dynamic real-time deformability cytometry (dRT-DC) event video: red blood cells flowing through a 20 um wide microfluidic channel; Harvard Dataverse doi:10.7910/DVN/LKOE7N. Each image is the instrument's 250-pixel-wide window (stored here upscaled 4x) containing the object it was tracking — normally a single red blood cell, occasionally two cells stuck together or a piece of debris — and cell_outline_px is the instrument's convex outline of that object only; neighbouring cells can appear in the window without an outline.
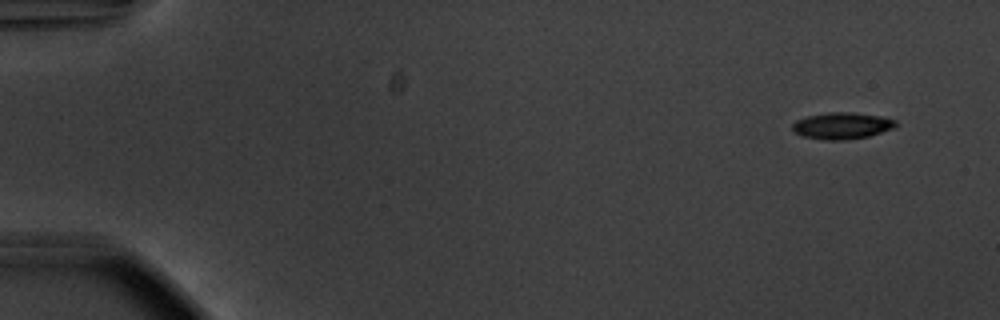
{"species": "common noctule bat (a hibernating species)", "species_latin": "Nyctalus noctula", "temperature_condition": "warm", "stored_images_in_passage": 52, "camera_frame_rate_fps": 3000, "um_per_image_px": 0.085, "animal": {"sex": "male", "body_mass_g": 20.1, "forearm_length_mm": 53.5}, "frame": {"image": 1, "passage_image": 1, "time_ms": 0.0, "image_size_px": [1000, 320], "cell_outline_px": [[896, 128], [868, 136], [844, 140], [824, 140], [804, 136], [796, 132], [792, 128], [792, 124], [796, 120], [808, 116], [828, 112], [848, 112], [880, 116], [896, 120]], "centroid_in_image_um": [71.59, 10.68], "position_along_channel_um": 13.4, "area_um2": 15.9}}
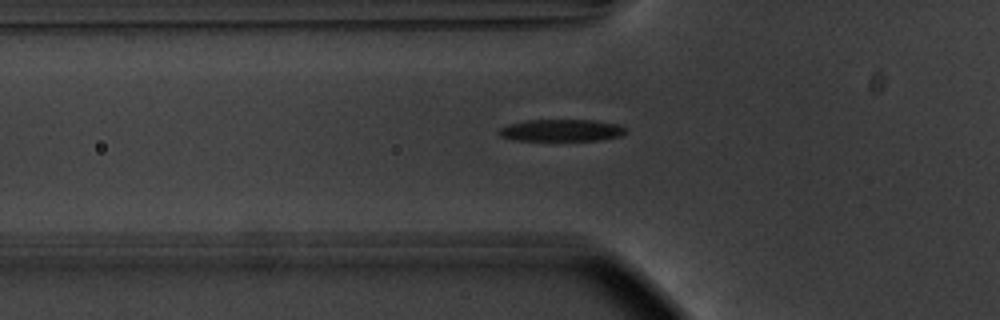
{"frame": {"image": 2, "passage_image": 17, "time_ms": 5.333, "image_size_px": [1000, 320], "cell_outline_px": [[624, 132], [620, 136], [600, 140], [516, 140], [500, 136], [496, 132], [500, 128], [508, 124], [524, 120], [592, 120], [616, 124], [624, 128]], "centroid_in_image_um": [47.64, 11.07], "position_along_channel_um": 78.2, "area_um2": 16.07}}
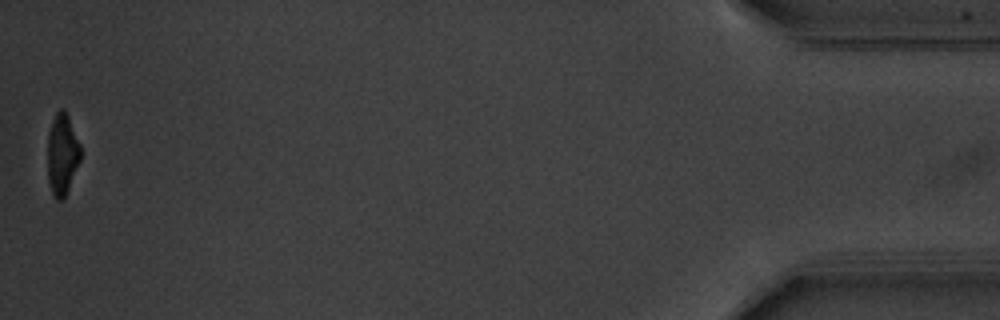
{"frame": {"image": 3, "passage_image": 52, "time_ms": 17.0, "image_size_px": [1000, 320], "cell_outline_px": [[80, 160], [68, 188], [64, 196], [60, 200], [56, 200], [52, 192], [48, 180], [48, 132], [52, 120], [56, 112], [60, 108], [64, 108], [68, 116], [80, 144]], "centroid_in_image_um": [5.27, 13.07], "position_along_channel_um": 429.9, "area_um2": 15.37}, "authors_computed_cell_mechanics": {"area_um2": 16.8776, "velocity_mm_per_s": 3.7537, "shape_relaxation_time_tau1_ms": 3.7257, "shape_relaxation_time_tau2_ms": 3.3984, "deformation_change_tau1": 0.1979, "deformation_change_tau2": 0.1106}}